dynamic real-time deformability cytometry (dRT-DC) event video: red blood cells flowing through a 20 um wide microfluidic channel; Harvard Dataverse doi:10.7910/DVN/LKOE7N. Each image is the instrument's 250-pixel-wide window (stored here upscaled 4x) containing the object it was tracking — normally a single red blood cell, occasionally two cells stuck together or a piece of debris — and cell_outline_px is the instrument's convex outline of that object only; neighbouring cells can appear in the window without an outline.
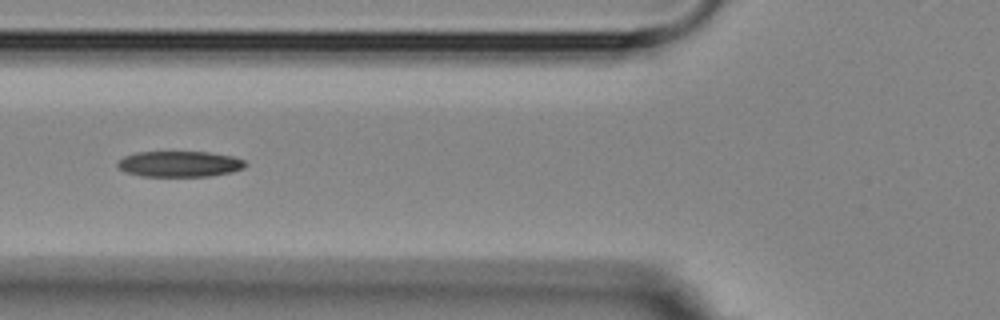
{"species": "Egyptian fruit bat (a non-hibernating species)", "species_latin": "Rousettus aegyptiacus", "temperature_condition": "room temperature", "stored_images_in_passage": 7, "camera_frame_rate_fps": 3000, "um_per_image_px": 0.085, "animal": {"sex": "female"}, "frame": {"image": 1, "passage_image": 6, "time_ms": 5.667, "image_size_px": [1000, 320], "cell_outline_px": [[248, 164], [244, 168], [232, 172], [208, 176], [140, 176], [124, 172], [116, 164], [124, 156], [136, 152], [208, 152], [232, 156], [244, 160]], "centroid_in_image_um": [15.27, 13.94], "position_along_channel_um": 110.5, "area_um2": 19.25}}
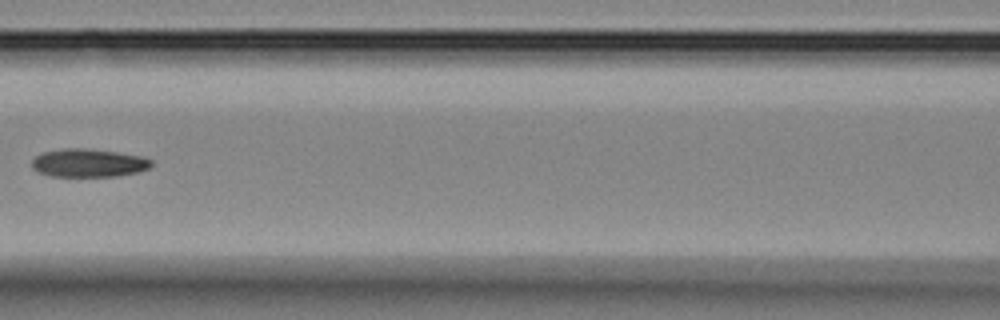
{"frame": {"image": 2, "passage_image": 7, "time_ms": 7.0, "image_size_px": [1000, 320], "cell_outline_px": [[152, 168], [140, 172], [116, 176], [48, 176], [36, 172], [32, 168], [32, 160], [36, 156], [44, 152], [64, 148], [84, 148], [116, 152], [140, 156], [152, 160]], "centroid_in_image_um": [7.53, 13.86], "position_along_channel_um": 159.1, "area_um2": 19.77}}